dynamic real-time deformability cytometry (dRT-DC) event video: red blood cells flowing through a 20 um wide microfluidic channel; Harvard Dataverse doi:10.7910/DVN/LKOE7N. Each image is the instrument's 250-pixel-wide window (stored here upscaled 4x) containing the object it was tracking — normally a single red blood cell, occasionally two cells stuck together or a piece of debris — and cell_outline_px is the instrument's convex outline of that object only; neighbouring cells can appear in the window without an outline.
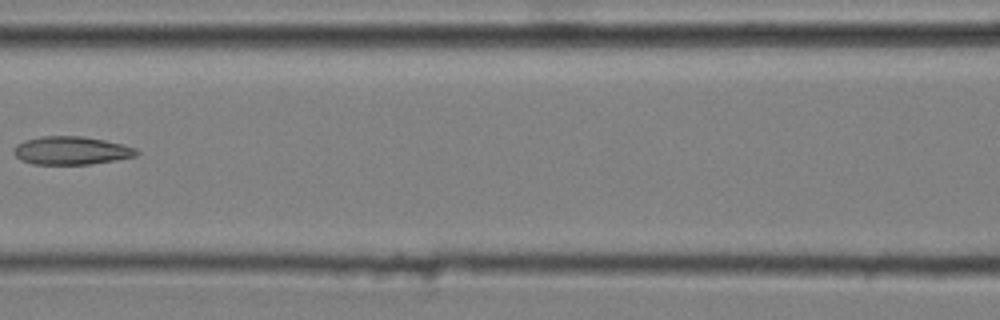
{"species": "common noctule bat (a hibernating species)", "species_latin": "Nyctalus noctula", "temperature_condition": "cold", "stored_images_in_passage": 8, "segment_of_instrument_passage": [1, 2], "camera_frame_rate_fps": 3000, "um_per_image_px": 0.085, "animal": {"sex": "male", "body_mass_g": 20.4}, "frame": {"image": 1, "passage_image": 6, "time_ms": 1.667, "image_size_px": [1000, 320], "cell_outline_px": [[140, 152], [136, 156], [116, 160], [92, 164], [32, 164], [20, 160], [12, 152], [12, 148], [16, 144], [24, 140], [40, 136], [84, 136], [124, 144], [136, 148]], "centroid_in_image_um": [6.04, 12.79], "position_along_channel_um": 160.6, "area_um2": 20.46}}
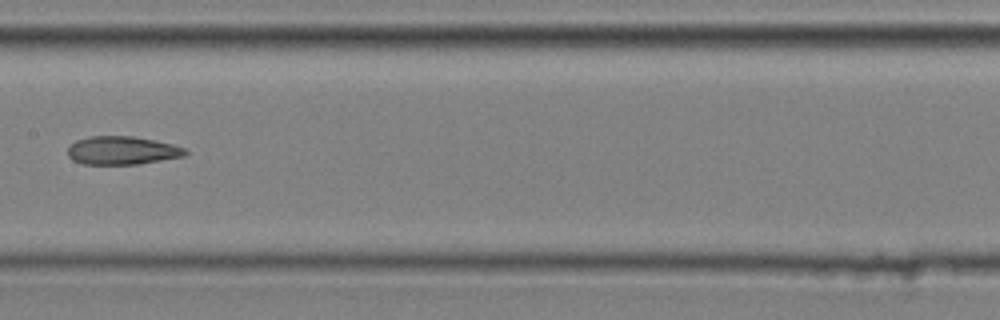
{"frame": {"image": 2, "passage_image": 7, "time_ms": 2.0, "image_size_px": [1000, 320], "cell_outline_px": [[188, 152], [184, 156], [140, 164], [84, 164], [72, 160], [68, 156], [68, 148], [76, 140], [88, 136], [132, 136], [172, 144], [184, 148]], "centroid_in_image_um": [10.36, 12.79], "position_along_channel_um": 197.0, "area_um2": 19.31}}